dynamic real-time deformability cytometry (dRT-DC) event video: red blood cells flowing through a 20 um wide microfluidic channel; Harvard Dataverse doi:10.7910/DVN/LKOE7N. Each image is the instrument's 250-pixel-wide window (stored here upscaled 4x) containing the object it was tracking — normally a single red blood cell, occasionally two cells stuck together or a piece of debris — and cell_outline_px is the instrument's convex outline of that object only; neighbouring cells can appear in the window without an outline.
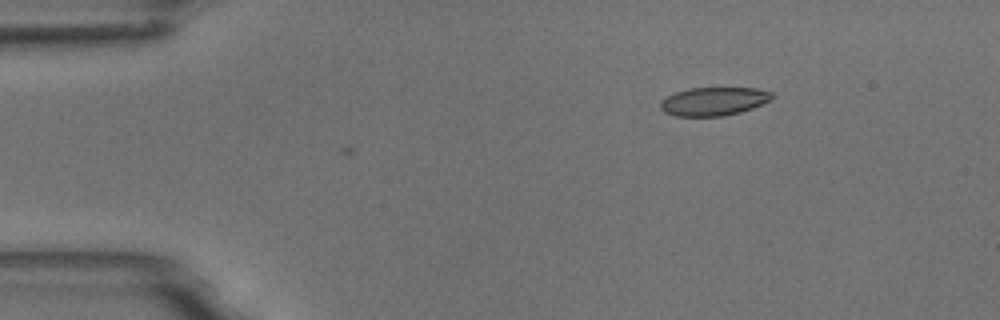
{"species": "common noctule bat (a hibernating species)", "species_latin": "Nyctalus noctula", "temperature_condition": "room temperature", "stored_images_in_passage": 4, "camera_frame_rate_fps": 3000, "um_per_image_px": 0.085, "animal": {"sex": "male", "body_mass_g": 18.8}, "frame": {"image": 1, "passage_image": 4, "time_ms": 1.0, "image_size_px": [1000, 320], "cell_outline_px": [[772, 96], [768, 100], [752, 108], [740, 112], [724, 116], [676, 116], [664, 112], [660, 108], [660, 100], [676, 92], [688, 88], [756, 88], [772, 92]], "centroid_in_image_um": [60.62, 8.61], "position_along_channel_um": 24.4, "area_um2": 18.32}}